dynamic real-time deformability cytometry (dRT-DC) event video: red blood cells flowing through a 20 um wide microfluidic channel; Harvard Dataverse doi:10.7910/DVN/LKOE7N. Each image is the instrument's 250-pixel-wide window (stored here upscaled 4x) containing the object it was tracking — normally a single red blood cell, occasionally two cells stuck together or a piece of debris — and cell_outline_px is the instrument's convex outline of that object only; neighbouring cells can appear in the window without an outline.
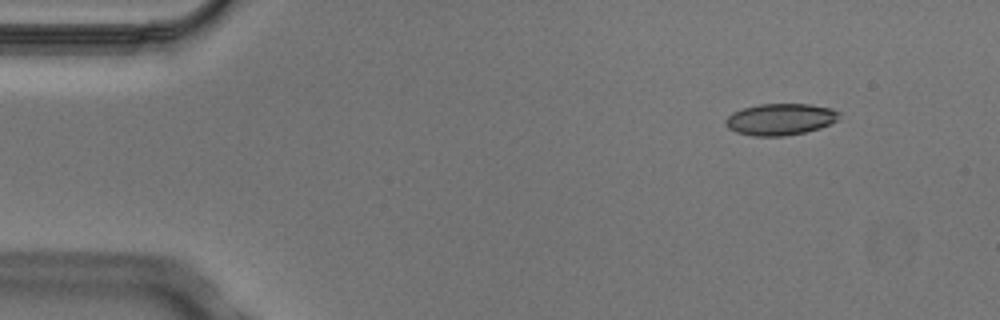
{"species": "Egyptian fruit bat (a non-hibernating species)", "species_latin": "Rousettus aegyptiacus", "temperature_condition": "cold", "stored_images_in_passage": 3, "camera_frame_rate_fps": 3000, "um_per_image_px": 0.085, "animal": {"sex": "male"}, "frame": {"image": 1, "passage_image": 1, "time_ms": 0.0, "image_size_px": [1000, 320], "cell_outline_px": [[840, 112], [836, 120], [820, 128], [804, 132], [784, 136], [752, 136], [736, 132], [728, 128], [724, 124], [724, 120], [732, 112], [744, 108], [760, 104], [812, 104], [832, 108]], "centroid_in_image_um": [66.29, 10.14], "position_along_channel_um": 18.7, "area_um2": 20.92}}